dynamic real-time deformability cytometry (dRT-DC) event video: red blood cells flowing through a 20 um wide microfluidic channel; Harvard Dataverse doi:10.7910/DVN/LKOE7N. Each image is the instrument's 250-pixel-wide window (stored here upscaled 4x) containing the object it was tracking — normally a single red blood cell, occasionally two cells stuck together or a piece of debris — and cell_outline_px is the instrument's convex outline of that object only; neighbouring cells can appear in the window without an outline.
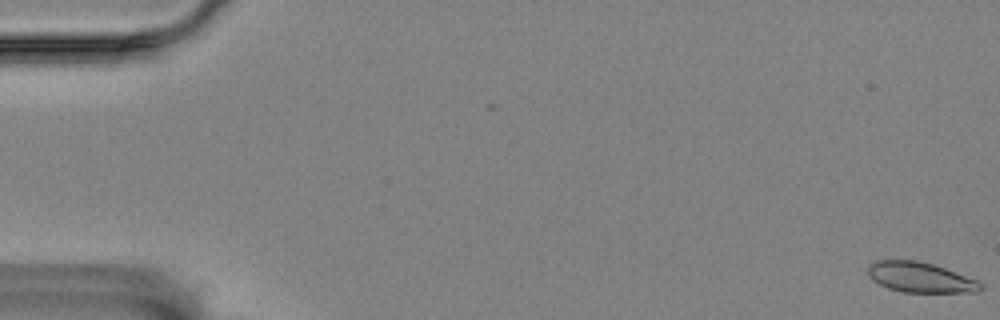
{"species": "Egyptian fruit bat (a non-hibernating species)", "species_latin": "Rousettus aegyptiacus", "temperature_condition": "room temperature", "stored_images_in_passage": 58, "camera_frame_rate_fps": 3000, "um_per_image_px": 0.085, "animal": {"sex": "female"}, "frame": {"image": 1, "passage_image": 1, "time_ms": 0.0, "image_size_px": [1000, 320], "cell_outline_px": [[984, 288], [976, 292], [904, 292], [888, 288], [872, 280], [868, 272], [868, 264], [876, 260], [916, 260], [932, 264], [944, 268], [976, 280], [984, 284]], "centroid_in_image_um": [78.21, 23.57], "position_along_channel_um": 6.8, "area_um2": 19.71}}
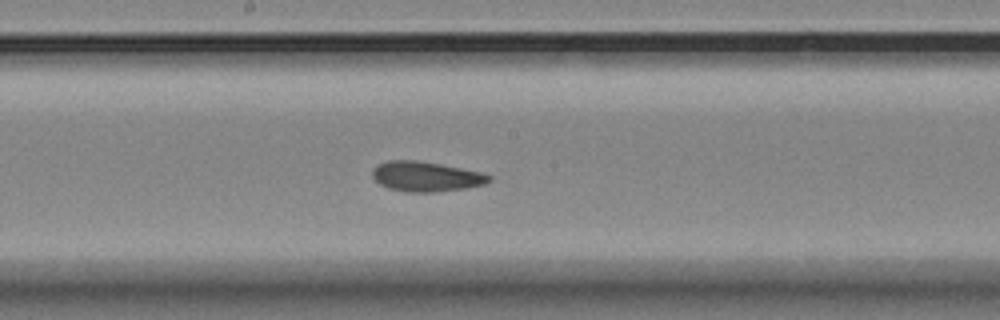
{"frame": {"image": 2, "passage_image": 31, "time_ms": 10.0, "image_size_px": [1000, 320], "cell_outline_px": [[492, 180], [484, 184], [468, 188], [436, 192], [404, 192], [388, 188], [380, 184], [372, 176], [372, 168], [376, 164], [388, 160], [416, 160], [440, 164], [484, 172], [492, 176]], "centroid_in_image_um": [36.22, 15.0], "position_along_channel_um": 212.0, "area_um2": 20.69}}
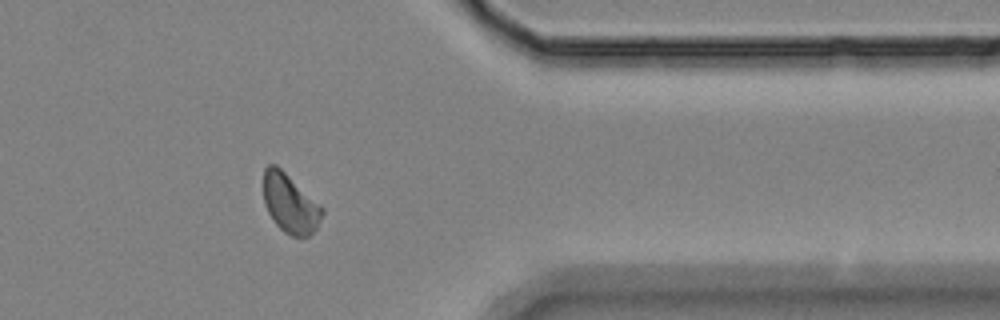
{"frame": {"image": 3, "passage_image": 47, "time_ms": 15.333, "image_size_px": [1000, 320], "cell_outline_px": [[324, 212], [316, 228], [308, 236], [292, 236], [284, 232], [276, 224], [268, 212], [264, 204], [264, 168], [268, 164], [276, 164], [324, 208]], "centroid_in_image_um": [24.65, 17.29], "position_along_channel_um": 386.8, "area_um2": 19.94}, "authors_computed_cell_mechanics": {"area_um2": 20.2589, "velocity_mm_per_s": 3.5367, "shape_relaxation_time_tau1_ms": 9.7423, "shape_relaxation_time_tau2_ms": 2.471, "deformation_change_tau1": 0.1616, "deformation_change_tau2": 0.058}}